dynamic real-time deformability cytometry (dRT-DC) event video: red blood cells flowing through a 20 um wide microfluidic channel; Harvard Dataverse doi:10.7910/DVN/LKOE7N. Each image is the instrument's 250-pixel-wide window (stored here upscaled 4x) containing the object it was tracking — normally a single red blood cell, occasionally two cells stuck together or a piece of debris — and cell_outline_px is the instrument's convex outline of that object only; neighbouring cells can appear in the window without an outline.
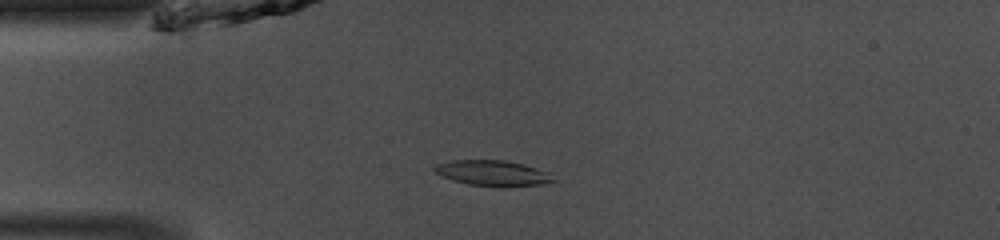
{"species": "common noctule bat (a hibernating species)", "species_latin": "Nyctalus noctula", "temperature_condition": "room temperature", "stored_images_in_passage": 47, "camera_frame_rate_fps": 3000, "um_per_image_px": 0.085, "animal": {"sex": "male", "body_mass_g": 13.0, "forearm_length_mm": 53.1}, "frame": {"image": 1, "passage_image": 11, "time_ms": 3.333, "image_size_px": [1000, 240], "cell_outline_px": [[560, 180], [540, 184], [504, 188], [496, 188], [468, 184], [452, 180], [436, 172], [432, 168], [436, 164], [452, 160], [504, 160], [524, 164], [536, 168]], "centroid_in_image_um": [41.89, 14.73], "position_along_channel_um": 43.1, "area_um2": 17.86}}
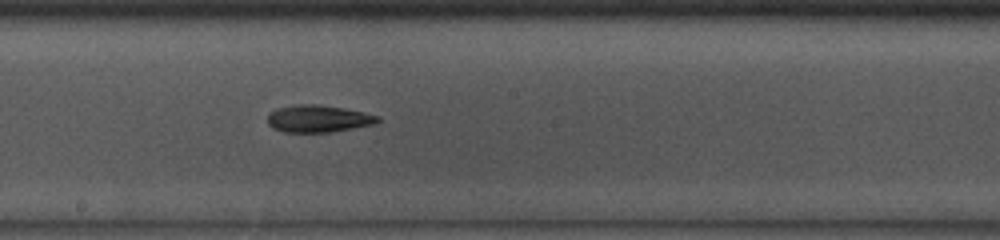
{"frame": {"image": 2, "passage_image": 25, "time_ms": 8.0, "image_size_px": [1000, 240], "cell_outline_px": [[380, 120], [376, 124], [332, 132], [284, 132], [272, 128], [268, 124], [268, 116], [276, 108], [300, 104], [316, 104], [344, 108], [364, 112], [380, 116]], "centroid_in_image_um": [27.08, 10.09], "position_along_channel_um": 221.1, "area_um2": 17.51}}
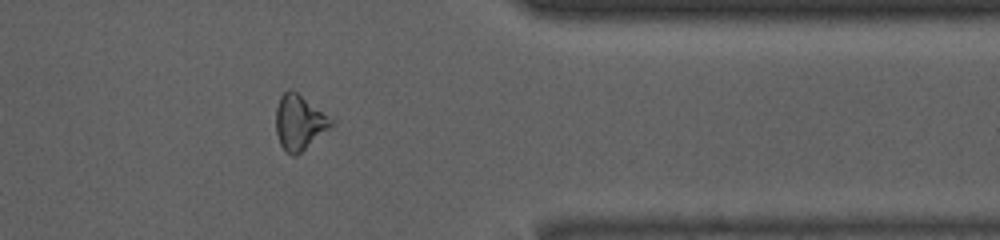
{"frame": {"image": 3, "passage_image": 38, "time_ms": 12.333, "image_size_px": [1000, 240], "cell_outline_px": [[336, 120], [328, 128], [296, 156], [292, 156], [284, 152], [280, 144], [276, 132], [276, 108], [280, 96], [288, 88], [296, 92]], "centroid_in_image_um": [25.41, 10.4], "position_along_channel_um": 386.0, "area_um2": 17.57}, "authors_computed_cell_mechanics": {"area_um2": 17.8024, "velocity_mm_per_s": 4.1121, "shape_relaxation_time_tau1_ms": 3.9297, "shape_relaxation_time_tau2_ms": null, "deformation_change_tau1": 0.119, "deformation_change_tau2": null}}